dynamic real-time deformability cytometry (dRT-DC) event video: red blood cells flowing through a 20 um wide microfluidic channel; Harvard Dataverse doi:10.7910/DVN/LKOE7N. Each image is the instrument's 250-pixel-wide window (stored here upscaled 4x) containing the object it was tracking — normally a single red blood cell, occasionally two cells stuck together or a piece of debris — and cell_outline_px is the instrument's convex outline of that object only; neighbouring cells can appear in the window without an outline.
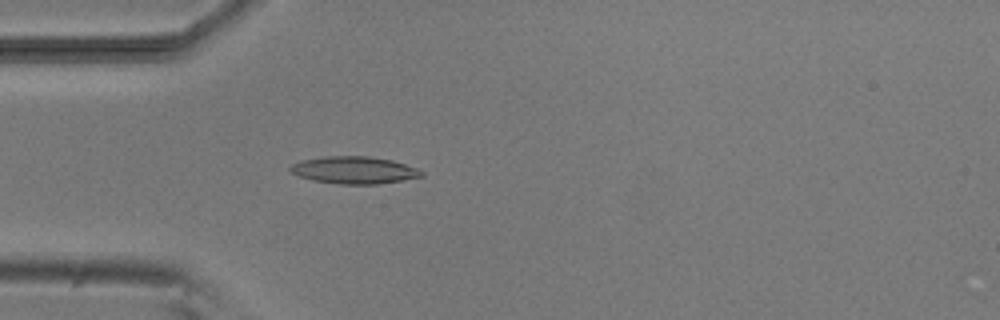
{"species": "common noctule bat (a hibernating species)", "species_latin": "Nyctalus noctula", "temperature_condition": "room temperature", "stored_images_in_passage": 52, "camera_frame_rate_fps": 3000, "um_per_image_px": 0.085, "animal": {"sex": "male", "body_mass_g": 20.5, "forearm_length_mm": 52.5}, "frame": {"image": 1, "passage_image": 14, "time_ms": 4.333, "image_size_px": [1000, 320], "cell_outline_px": [[424, 176], [380, 184], [340, 184], [316, 180], [300, 176], [288, 172], [288, 168], [292, 164], [300, 160], [324, 156], [368, 156], [392, 160], [416, 168], [424, 172]], "centroid_in_image_um": [30.08, 14.45], "position_along_channel_um": 54.9, "area_um2": 20.81}}
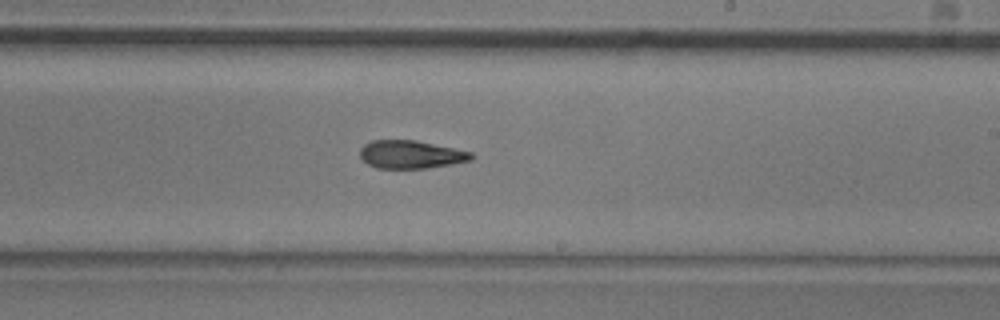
{"frame": {"image": 2, "passage_image": 30, "time_ms": 9.667, "image_size_px": [1000, 320], "cell_outline_px": [[472, 160], [452, 164], [428, 168], [376, 168], [368, 164], [360, 156], [360, 148], [364, 144], [372, 140], [416, 140], [472, 152]], "centroid_in_image_um": [34.91, 13.13], "position_along_channel_um": 254.1, "area_um2": 18.15}}
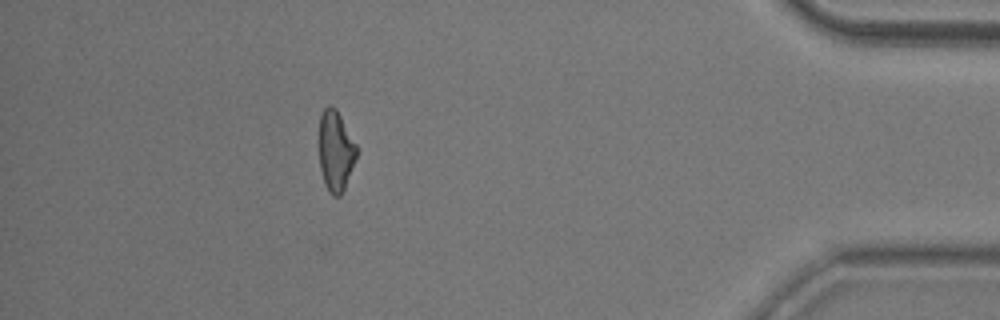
{"frame": {"image": 3, "passage_image": 46, "time_ms": 15.0, "image_size_px": [1000, 320], "cell_outline_px": [[356, 156], [344, 188], [340, 196], [332, 196], [328, 192], [324, 184], [320, 168], [320, 112], [328, 104], [336, 108], [356, 144]], "centroid_in_image_um": [28.51, 12.82], "position_along_channel_um": 406.7, "area_um2": 17.34}, "authors_computed_cell_mechanics": {"area_um2": 18.7272, "velocity_mm_per_s": 3.8207, "shape_relaxation_time_tau1_ms": 6.0271, "shape_relaxation_time_tau2_ms": 4.5945, "deformation_change_tau1": 0.1708, "deformation_change_tau2": 0.1447}}